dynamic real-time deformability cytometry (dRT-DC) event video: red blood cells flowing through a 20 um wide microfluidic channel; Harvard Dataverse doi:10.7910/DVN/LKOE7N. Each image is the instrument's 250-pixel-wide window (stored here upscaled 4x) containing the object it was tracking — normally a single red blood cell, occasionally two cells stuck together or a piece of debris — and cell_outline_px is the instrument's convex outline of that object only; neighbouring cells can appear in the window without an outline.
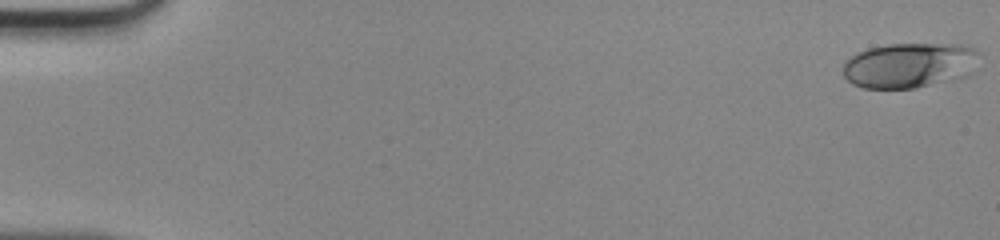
{"species": "human", "species_latin": "Homo sapiens", "temperature_condition": "room temperature", "stored_images_in_passage": 48, "camera_frame_rate_fps": 3000, "um_per_image_px": 0.085, "donor": {"sex": "male"}, "frame": {"image": 1, "passage_image": 1, "time_ms": 0.0, "image_size_px": [1000, 240], "cell_outline_px": [[980, 52], [968, 76], [960, 80], [916, 88], [864, 88], [852, 84], [844, 76], [844, 64], [852, 56], [868, 48], [888, 44], [968, 44]], "centroid_in_image_um": [77.36, 5.56], "position_along_channel_um": 7.6, "area_um2": 36.18}}
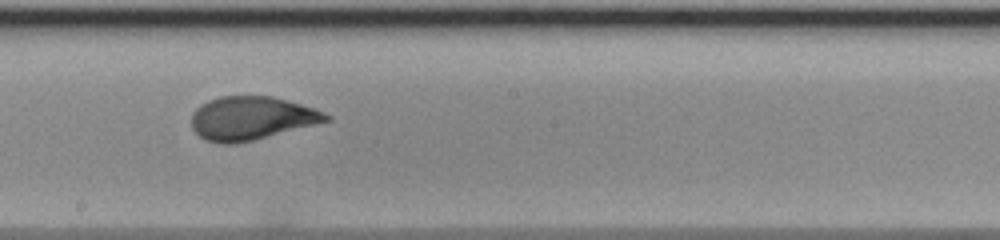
{"frame": {"image": 2, "passage_image": 28, "time_ms": 9.0, "image_size_px": [1000, 240], "cell_outline_px": [[332, 120], [236, 144], [220, 144], [204, 140], [192, 128], [192, 112], [200, 104], [208, 100], [220, 96], [272, 96], [316, 108], [332, 116]], "centroid_in_image_um": [21.37, 10.04], "position_along_channel_um": 226.8, "area_um2": 34.16}}
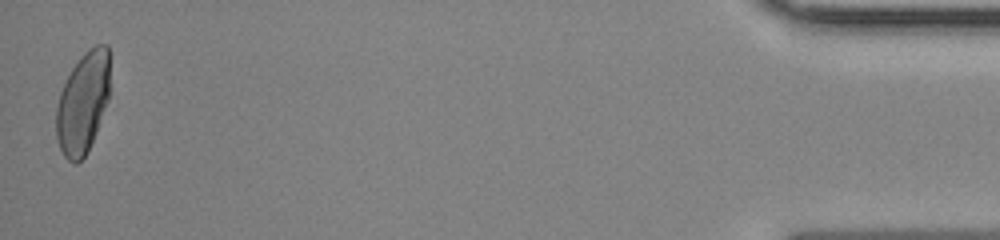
{"frame": {"image": 3, "passage_image": 48, "time_ms": 15.667, "image_size_px": [1000, 240], "cell_outline_px": [[108, 100], [96, 132], [88, 152], [76, 164], [72, 164], [64, 156], [60, 148], [56, 136], [56, 108], [60, 92], [72, 68], [80, 56], [88, 48], [96, 44], [108, 44]], "centroid_in_image_um": [7.03, 8.75], "position_along_channel_um": 428.2, "area_um2": 31.56}}